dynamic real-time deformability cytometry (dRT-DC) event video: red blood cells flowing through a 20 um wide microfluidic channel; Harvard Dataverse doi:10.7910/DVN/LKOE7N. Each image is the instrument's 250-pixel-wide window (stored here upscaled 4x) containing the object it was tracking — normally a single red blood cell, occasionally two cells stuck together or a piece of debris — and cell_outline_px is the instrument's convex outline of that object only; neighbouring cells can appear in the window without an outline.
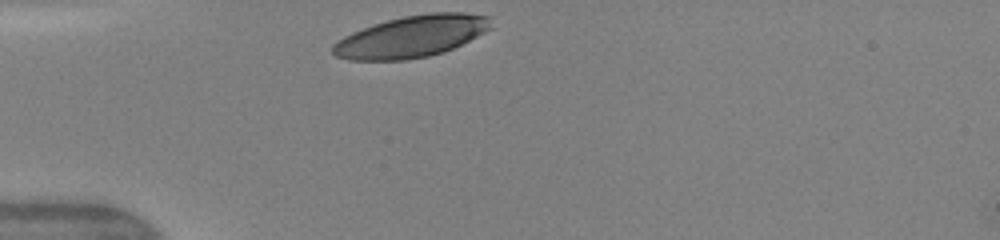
{"species": "human", "species_latin": "Homo sapiens", "temperature_condition": "warm", "stored_images_in_passage": 28, "camera_frame_rate_fps": 3000, "um_per_image_px": 0.085, "donor": {"sex": "female"}, "frame": {"image": 1, "passage_image": 1, "time_ms": 0.0, "image_size_px": [1000, 240], "cell_outline_px": [[492, 28], [444, 52], [428, 56], [404, 60], [348, 60], [336, 56], [332, 52], [332, 44], [344, 36], [352, 32], [388, 20], [404, 16], [428, 12], [464, 12], [488, 16]], "centroid_in_image_um": [34.96, 3.1], "position_along_channel_um": 50.0, "area_um2": 38.15}}
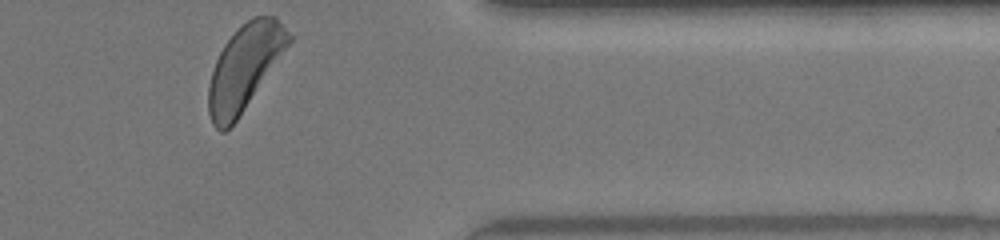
{"frame": {"image": 2, "passage_image": 28, "time_ms": 9.0, "image_size_px": [1000, 240], "cell_outline_px": [[292, 40], [236, 120], [224, 132], [220, 132], [212, 124], [208, 112], [208, 84], [216, 60], [224, 44], [252, 16], [276, 16], [292, 36]], "centroid_in_image_um": [20.77, 5.74], "position_along_channel_um": 390.6, "area_um2": 38.9}, "authors_computed_cell_mechanics": {"area_um2": 39.9398, "velocity_mm_per_s": 4.1436, "shape_relaxation_time_tau1_ms": 3.3196, "shape_relaxation_time_tau2_ms": null, "deformation_change_tau1": 0.1356, "deformation_change_tau2": null}}